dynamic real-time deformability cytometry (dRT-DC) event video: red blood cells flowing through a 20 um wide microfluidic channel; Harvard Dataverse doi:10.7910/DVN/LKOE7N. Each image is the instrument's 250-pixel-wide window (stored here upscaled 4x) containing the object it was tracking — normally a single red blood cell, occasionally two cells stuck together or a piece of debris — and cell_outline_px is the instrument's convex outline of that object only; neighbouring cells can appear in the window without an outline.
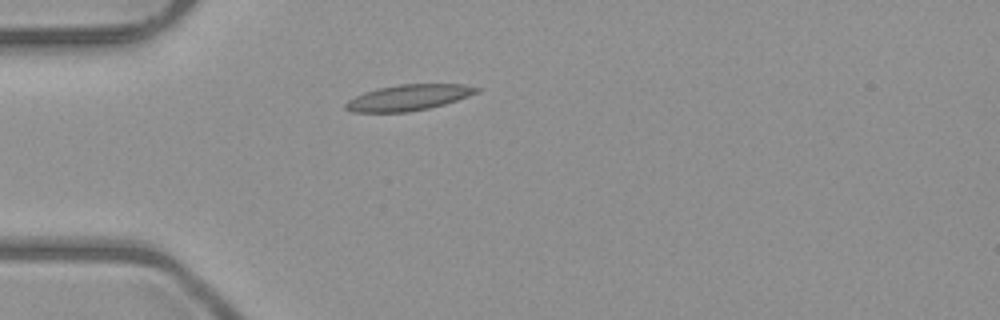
{"species": "common noctule bat (a hibernating species)", "species_latin": "Nyctalus noctula", "temperature_condition": "room temperature", "stored_images_in_passage": 6, "camera_frame_rate_fps": 3000, "um_per_image_px": 0.085, "animal": {"sex": "male", "body_mass_g": 23.1, "forearm_length_mm": 52.7}, "frame": {"image": 1, "passage_image": 6, "time_ms": 6.667, "image_size_px": [1000, 320], "cell_outline_px": [[480, 92], [444, 104], [428, 108], [408, 112], [352, 112], [344, 108], [344, 104], [348, 100], [364, 92], [376, 88], [400, 84], [464, 84], [480, 88]], "centroid_in_image_um": [34.71, 8.29], "position_along_channel_um": 50.3, "area_um2": 19.77}}